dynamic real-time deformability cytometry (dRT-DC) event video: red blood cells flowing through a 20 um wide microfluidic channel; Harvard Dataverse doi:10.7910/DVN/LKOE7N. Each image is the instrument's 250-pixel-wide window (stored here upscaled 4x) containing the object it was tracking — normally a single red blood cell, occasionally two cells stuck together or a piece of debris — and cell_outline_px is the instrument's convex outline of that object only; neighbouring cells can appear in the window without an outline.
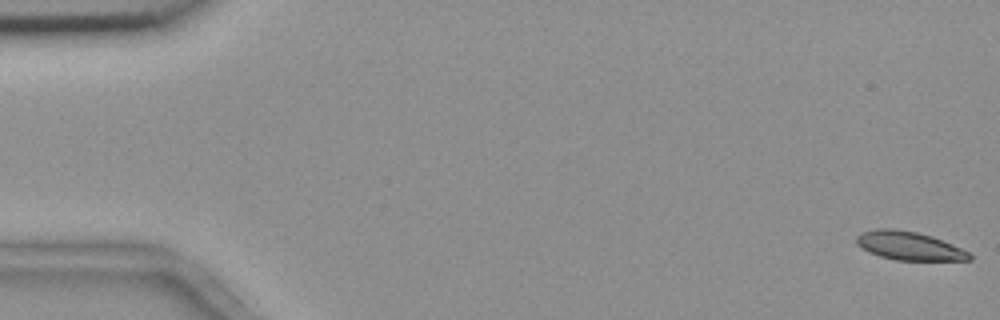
{"species": "common noctule bat (a hibernating species)", "species_latin": "Nyctalus noctula", "temperature_condition": "room temperature", "stored_images_in_passage": 56, "camera_frame_rate_fps": 3000, "um_per_image_px": 0.085, "animal": {"sex": "female", "body_mass_g": 18.4}, "frame": {"image": 1, "passage_image": 1, "time_ms": 0.0, "image_size_px": [1000, 320], "cell_outline_px": [[972, 260], [896, 260], [880, 256], [868, 252], [860, 248], [856, 244], [856, 236], [860, 232], [876, 228], [892, 228], [916, 232], [932, 236], [952, 244], [968, 252], [972, 256]], "centroid_in_image_um": [77.22, 20.89], "position_along_channel_um": 7.8, "area_um2": 18.84}}
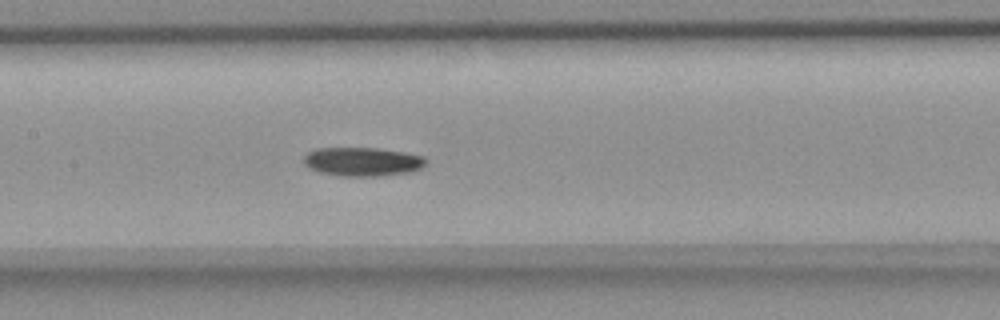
{"frame": {"image": 2, "passage_image": 27, "time_ms": 8.667, "image_size_px": [1000, 320], "cell_outline_px": [[428, 160], [420, 168], [412, 172], [376, 176], [340, 176], [320, 172], [308, 168], [304, 164], [304, 156], [308, 152], [316, 148], [380, 148], [404, 152], [424, 156]], "centroid_in_image_um": [30.81, 13.74], "position_along_channel_um": 176.6, "area_um2": 20.63}}
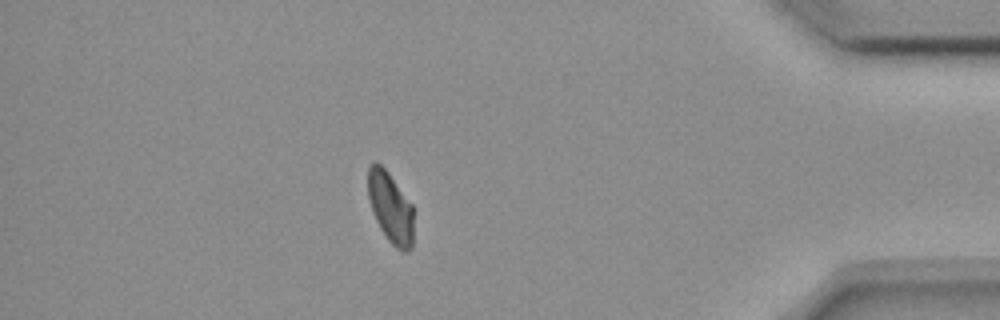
{"frame": {"image": 3, "passage_image": 49, "time_ms": 16.0, "image_size_px": [1000, 320], "cell_outline_px": [[412, 248], [408, 252], [404, 252], [396, 248], [388, 240], [380, 228], [372, 212], [368, 196], [368, 168], [372, 160], [376, 160], [388, 172], [412, 204]], "centroid_in_image_um": [33.17, 17.62], "position_along_channel_um": 402.0, "area_um2": 18.84}, "authors_computed_cell_mechanics": {"area_um2": 19.9699, "velocity_mm_per_s": 3.6514, "shape_relaxation_time_tau1_ms": 4.0611, "shape_relaxation_time_tau2_ms": null, "deformation_change_tau1": 0.121, "deformation_change_tau2": null}}